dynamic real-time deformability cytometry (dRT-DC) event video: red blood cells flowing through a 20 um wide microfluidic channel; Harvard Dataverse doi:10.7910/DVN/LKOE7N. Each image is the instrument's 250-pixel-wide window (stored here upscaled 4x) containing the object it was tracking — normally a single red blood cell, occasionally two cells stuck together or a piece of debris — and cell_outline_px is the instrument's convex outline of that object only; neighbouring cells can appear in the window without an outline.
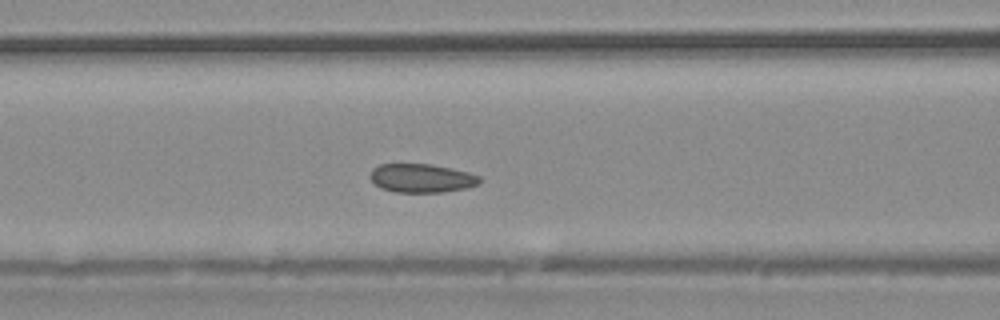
{"species": "common noctule bat (a hibernating species)", "species_latin": "Nyctalus noctula", "temperature_condition": "warm", "stored_images_in_passage": 17, "camera_frame_rate_fps": 3000, "um_per_image_px": 0.085, "animal": {"sex": "male", "body_mass_g": 20.4}, "frame": {"image": 1, "passage_image": 6, "time_ms": 1.667, "image_size_px": [1000, 320], "cell_outline_px": [[484, 180], [480, 184], [468, 188], [444, 192], [396, 192], [380, 188], [368, 176], [372, 168], [380, 164], [432, 164], [452, 168], [468, 172], [480, 176]], "centroid_in_image_um": [35.88, 15.14], "position_along_channel_um": 130.7, "area_um2": 18.61}}
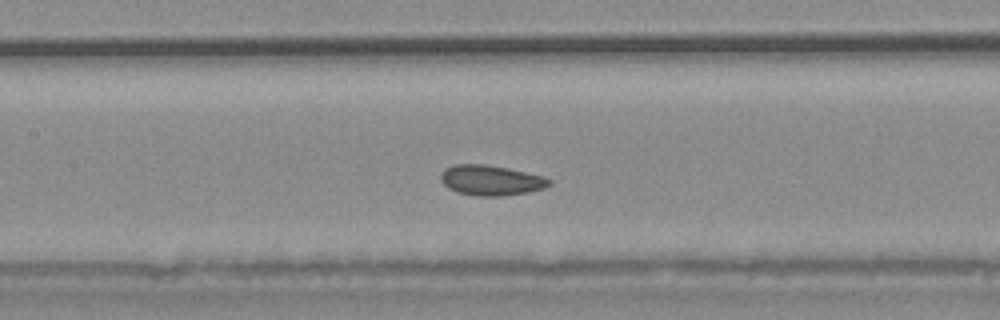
{"frame": {"image": 2, "passage_image": 8, "time_ms": 2.333, "image_size_px": [1000, 320], "cell_outline_px": [[552, 184], [544, 188], [528, 192], [500, 196], [476, 196], [456, 192], [448, 188], [440, 180], [440, 176], [444, 168], [452, 164], [484, 164], [508, 168], [544, 176], [552, 180]], "centroid_in_image_um": [41.72, 15.32], "position_along_channel_um": 165.7, "area_um2": 19.31}}
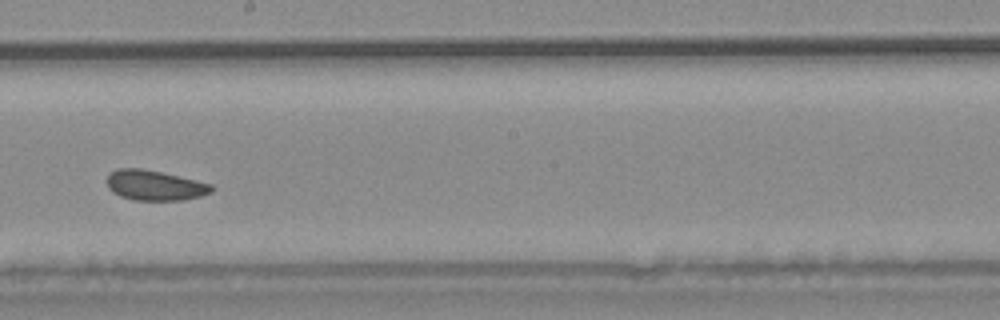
{"frame": {"image": 3, "passage_image": 12, "time_ms": 3.667, "image_size_px": [1000, 320], "cell_outline_px": [[216, 188], [212, 192], [200, 196], [184, 200], [136, 200], [120, 196], [112, 192], [108, 188], [108, 172], [116, 168], [144, 168], [196, 180], [212, 184]], "centroid_in_image_um": [13.16, 15.74], "position_along_channel_um": 235.0, "area_um2": 18.55}}